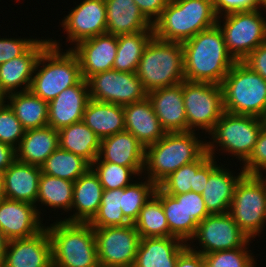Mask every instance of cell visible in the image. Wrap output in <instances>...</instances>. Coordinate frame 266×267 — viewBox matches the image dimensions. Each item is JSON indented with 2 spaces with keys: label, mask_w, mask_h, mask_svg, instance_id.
<instances>
[{
  "label": "cell",
  "mask_w": 266,
  "mask_h": 267,
  "mask_svg": "<svg viewBox=\"0 0 266 267\" xmlns=\"http://www.w3.org/2000/svg\"><path fill=\"white\" fill-rule=\"evenodd\" d=\"M82 121L100 140L125 131L124 109L119 104L90 99L84 110Z\"/></svg>",
  "instance_id": "cell-30"
},
{
  "label": "cell",
  "mask_w": 266,
  "mask_h": 267,
  "mask_svg": "<svg viewBox=\"0 0 266 267\" xmlns=\"http://www.w3.org/2000/svg\"><path fill=\"white\" fill-rule=\"evenodd\" d=\"M67 49L77 55L82 78L87 81L97 73L112 70L117 52V36L104 33Z\"/></svg>",
  "instance_id": "cell-17"
},
{
  "label": "cell",
  "mask_w": 266,
  "mask_h": 267,
  "mask_svg": "<svg viewBox=\"0 0 266 267\" xmlns=\"http://www.w3.org/2000/svg\"><path fill=\"white\" fill-rule=\"evenodd\" d=\"M2 267H52L47 228L29 238L9 240Z\"/></svg>",
  "instance_id": "cell-19"
},
{
  "label": "cell",
  "mask_w": 266,
  "mask_h": 267,
  "mask_svg": "<svg viewBox=\"0 0 266 267\" xmlns=\"http://www.w3.org/2000/svg\"><path fill=\"white\" fill-rule=\"evenodd\" d=\"M39 38H1L0 64L23 55Z\"/></svg>",
  "instance_id": "cell-45"
},
{
  "label": "cell",
  "mask_w": 266,
  "mask_h": 267,
  "mask_svg": "<svg viewBox=\"0 0 266 267\" xmlns=\"http://www.w3.org/2000/svg\"><path fill=\"white\" fill-rule=\"evenodd\" d=\"M49 40L37 60L30 86V91L47 103L82 79L77 55L71 49H61L59 40Z\"/></svg>",
  "instance_id": "cell-4"
},
{
  "label": "cell",
  "mask_w": 266,
  "mask_h": 267,
  "mask_svg": "<svg viewBox=\"0 0 266 267\" xmlns=\"http://www.w3.org/2000/svg\"><path fill=\"white\" fill-rule=\"evenodd\" d=\"M153 37V31L117 36V52L112 69L135 73L143 52Z\"/></svg>",
  "instance_id": "cell-35"
},
{
  "label": "cell",
  "mask_w": 266,
  "mask_h": 267,
  "mask_svg": "<svg viewBox=\"0 0 266 267\" xmlns=\"http://www.w3.org/2000/svg\"><path fill=\"white\" fill-rule=\"evenodd\" d=\"M91 168L83 157L58 147L41 165L43 174L75 182Z\"/></svg>",
  "instance_id": "cell-36"
},
{
  "label": "cell",
  "mask_w": 266,
  "mask_h": 267,
  "mask_svg": "<svg viewBox=\"0 0 266 267\" xmlns=\"http://www.w3.org/2000/svg\"><path fill=\"white\" fill-rule=\"evenodd\" d=\"M59 25L66 32V42L74 46L83 40L106 33L105 0L81 1L71 11H68Z\"/></svg>",
  "instance_id": "cell-15"
},
{
  "label": "cell",
  "mask_w": 266,
  "mask_h": 267,
  "mask_svg": "<svg viewBox=\"0 0 266 267\" xmlns=\"http://www.w3.org/2000/svg\"><path fill=\"white\" fill-rule=\"evenodd\" d=\"M100 267H133L140 236L134 224L93 227Z\"/></svg>",
  "instance_id": "cell-13"
},
{
  "label": "cell",
  "mask_w": 266,
  "mask_h": 267,
  "mask_svg": "<svg viewBox=\"0 0 266 267\" xmlns=\"http://www.w3.org/2000/svg\"><path fill=\"white\" fill-rule=\"evenodd\" d=\"M225 166L222 163L209 175L206 188L201 193L209 214L229 213L235 187L245 175L242 167L238 168L240 172L235 175L233 170Z\"/></svg>",
  "instance_id": "cell-25"
},
{
  "label": "cell",
  "mask_w": 266,
  "mask_h": 267,
  "mask_svg": "<svg viewBox=\"0 0 266 267\" xmlns=\"http://www.w3.org/2000/svg\"><path fill=\"white\" fill-rule=\"evenodd\" d=\"M184 208L198 224L210 215L201 194L193 191L184 193Z\"/></svg>",
  "instance_id": "cell-47"
},
{
  "label": "cell",
  "mask_w": 266,
  "mask_h": 267,
  "mask_svg": "<svg viewBox=\"0 0 266 267\" xmlns=\"http://www.w3.org/2000/svg\"><path fill=\"white\" fill-rule=\"evenodd\" d=\"M249 240L229 213L210 214L197 225L196 232L187 246L204 255L240 248Z\"/></svg>",
  "instance_id": "cell-12"
},
{
  "label": "cell",
  "mask_w": 266,
  "mask_h": 267,
  "mask_svg": "<svg viewBox=\"0 0 266 267\" xmlns=\"http://www.w3.org/2000/svg\"><path fill=\"white\" fill-rule=\"evenodd\" d=\"M43 220L33 204L8 198L0 200V229L9 240L38 234L46 226Z\"/></svg>",
  "instance_id": "cell-16"
},
{
  "label": "cell",
  "mask_w": 266,
  "mask_h": 267,
  "mask_svg": "<svg viewBox=\"0 0 266 267\" xmlns=\"http://www.w3.org/2000/svg\"><path fill=\"white\" fill-rule=\"evenodd\" d=\"M217 158L211 157L196 173L194 181V192L201 194L208 183L209 175L222 163H217Z\"/></svg>",
  "instance_id": "cell-50"
},
{
  "label": "cell",
  "mask_w": 266,
  "mask_h": 267,
  "mask_svg": "<svg viewBox=\"0 0 266 267\" xmlns=\"http://www.w3.org/2000/svg\"><path fill=\"white\" fill-rule=\"evenodd\" d=\"M49 44V38H39L23 55L0 64V87L6 95L30 90L37 60Z\"/></svg>",
  "instance_id": "cell-20"
},
{
  "label": "cell",
  "mask_w": 266,
  "mask_h": 267,
  "mask_svg": "<svg viewBox=\"0 0 266 267\" xmlns=\"http://www.w3.org/2000/svg\"><path fill=\"white\" fill-rule=\"evenodd\" d=\"M265 12L266 8H260L218 17L217 26L222 32L229 53L236 61H243L259 45L266 42V17L263 16Z\"/></svg>",
  "instance_id": "cell-10"
},
{
  "label": "cell",
  "mask_w": 266,
  "mask_h": 267,
  "mask_svg": "<svg viewBox=\"0 0 266 267\" xmlns=\"http://www.w3.org/2000/svg\"><path fill=\"white\" fill-rule=\"evenodd\" d=\"M217 17L266 8V0H212Z\"/></svg>",
  "instance_id": "cell-46"
},
{
  "label": "cell",
  "mask_w": 266,
  "mask_h": 267,
  "mask_svg": "<svg viewBox=\"0 0 266 267\" xmlns=\"http://www.w3.org/2000/svg\"><path fill=\"white\" fill-rule=\"evenodd\" d=\"M210 158L211 156L205 152L197 161L184 165L171 173L158 186L170 195H180L190 191L194 192L195 175Z\"/></svg>",
  "instance_id": "cell-41"
},
{
  "label": "cell",
  "mask_w": 266,
  "mask_h": 267,
  "mask_svg": "<svg viewBox=\"0 0 266 267\" xmlns=\"http://www.w3.org/2000/svg\"><path fill=\"white\" fill-rule=\"evenodd\" d=\"M59 132V147L79 155L92 164L100 151V139L83 122L71 124Z\"/></svg>",
  "instance_id": "cell-33"
},
{
  "label": "cell",
  "mask_w": 266,
  "mask_h": 267,
  "mask_svg": "<svg viewBox=\"0 0 266 267\" xmlns=\"http://www.w3.org/2000/svg\"><path fill=\"white\" fill-rule=\"evenodd\" d=\"M89 100L88 82L82 78L48 103V126L59 131L82 121Z\"/></svg>",
  "instance_id": "cell-18"
},
{
  "label": "cell",
  "mask_w": 266,
  "mask_h": 267,
  "mask_svg": "<svg viewBox=\"0 0 266 267\" xmlns=\"http://www.w3.org/2000/svg\"><path fill=\"white\" fill-rule=\"evenodd\" d=\"M122 201V188L104 190L101 204L97 214L89 222L92 227H115L131 224L120 208Z\"/></svg>",
  "instance_id": "cell-40"
},
{
  "label": "cell",
  "mask_w": 266,
  "mask_h": 267,
  "mask_svg": "<svg viewBox=\"0 0 266 267\" xmlns=\"http://www.w3.org/2000/svg\"><path fill=\"white\" fill-rule=\"evenodd\" d=\"M25 131L9 105L0 106V141L16 149Z\"/></svg>",
  "instance_id": "cell-43"
},
{
  "label": "cell",
  "mask_w": 266,
  "mask_h": 267,
  "mask_svg": "<svg viewBox=\"0 0 266 267\" xmlns=\"http://www.w3.org/2000/svg\"><path fill=\"white\" fill-rule=\"evenodd\" d=\"M251 239L240 248L204 254L205 267H256V260L249 245Z\"/></svg>",
  "instance_id": "cell-42"
},
{
  "label": "cell",
  "mask_w": 266,
  "mask_h": 267,
  "mask_svg": "<svg viewBox=\"0 0 266 267\" xmlns=\"http://www.w3.org/2000/svg\"><path fill=\"white\" fill-rule=\"evenodd\" d=\"M199 138L198 132H166L158 142L146 146L145 177L158 186L180 167L197 161L206 152V140Z\"/></svg>",
  "instance_id": "cell-2"
},
{
  "label": "cell",
  "mask_w": 266,
  "mask_h": 267,
  "mask_svg": "<svg viewBox=\"0 0 266 267\" xmlns=\"http://www.w3.org/2000/svg\"><path fill=\"white\" fill-rule=\"evenodd\" d=\"M137 179H139V181L134 180L133 183L126 186L125 188H122V201L120 208L122 209L125 218L131 224H134V222L138 218L140 210L149 200V198L154 194L157 187L144 175H141V177ZM140 179L142 180L140 181Z\"/></svg>",
  "instance_id": "cell-38"
},
{
  "label": "cell",
  "mask_w": 266,
  "mask_h": 267,
  "mask_svg": "<svg viewBox=\"0 0 266 267\" xmlns=\"http://www.w3.org/2000/svg\"><path fill=\"white\" fill-rule=\"evenodd\" d=\"M103 192L98 176L90 168L74 182L71 207L73 215L71 213L62 220L89 223L99 210Z\"/></svg>",
  "instance_id": "cell-22"
},
{
  "label": "cell",
  "mask_w": 266,
  "mask_h": 267,
  "mask_svg": "<svg viewBox=\"0 0 266 267\" xmlns=\"http://www.w3.org/2000/svg\"><path fill=\"white\" fill-rule=\"evenodd\" d=\"M59 147V132L50 126L26 130L15 149L16 160L40 166Z\"/></svg>",
  "instance_id": "cell-29"
},
{
  "label": "cell",
  "mask_w": 266,
  "mask_h": 267,
  "mask_svg": "<svg viewBox=\"0 0 266 267\" xmlns=\"http://www.w3.org/2000/svg\"><path fill=\"white\" fill-rule=\"evenodd\" d=\"M106 33L115 36L153 31V24L143 15L134 0H105Z\"/></svg>",
  "instance_id": "cell-28"
},
{
  "label": "cell",
  "mask_w": 266,
  "mask_h": 267,
  "mask_svg": "<svg viewBox=\"0 0 266 267\" xmlns=\"http://www.w3.org/2000/svg\"><path fill=\"white\" fill-rule=\"evenodd\" d=\"M6 102L25 130L48 126V103L30 90L8 94Z\"/></svg>",
  "instance_id": "cell-32"
},
{
  "label": "cell",
  "mask_w": 266,
  "mask_h": 267,
  "mask_svg": "<svg viewBox=\"0 0 266 267\" xmlns=\"http://www.w3.org/2000/svg\"><path fill=\"white\" fill-rule=\"evenodd\" d=\"M212 0H170L153 23L157 39L183 43L217 25Z\"/></svg>",
  "instance_id": "cell-3"
},
{
  "label": "cell",
  "mask_w": 266,
  "mask_h": 267,
  "mask_svg": "<svg viewBox=\"0 0 266 267\" xmlns=\"http://www.w3.org/2000/svg\"><path fill=\"white\" fill-rule=\"evenodd\" d=\"M154 195L162 203L170 237H177L188 243L194 236L198 223L187 214L184 208V194L170 195L157 186Z\"/></svg>",
  "instance_id": "cell-31"
},
{
  "label": "cell",
  "mask_w": 266,
  "mask_h": 267,
  "mask_svg": "<svg viewBox=\"0 0 266 267\" xmlns=\"http://www.w3.org/2000/svg\"><path fill=\"white\" fill-rule=\"evenodd\" d=\"M186 247L177 237L140 238L133 267H175Z\"/></svg>",
  "instance_id": "cell-27"
},
{
  "label": "cell",
  "mask_w": 266,
  "mask_h": 267,
  "mask_svg": "<svg viewBox=\"0 0 266 267\" xmlns=\"http://www.w3.org/2000/svg\"><path fill=\"white\" fill-rule=\"evenodd\" d=\"M170 0H134L143 15L153 24Z\"/></svg>",
  "instance_id": "cell-49"
},
{
  "label": "cell",
  "mask_w": 266,
  "mask_h": 267,
  "mask_svg": "<svg viewBox=\"0 0 266 267\" xmlns=\"http://www.w3.org/2000/svg\"><path fill=\"white\" fill-rule=\"evenodd\" d=\"M182 93L187 131L208 135L225 112L221 85L184 80Z\"/></svg>",
  "instance_id": "cell-11"
},
{
  "label": "cell",
  "mask_w": 266,
  "mask_h": 267,
  "mask_svg": "<svg viewBox=\"0 0 266 267\" xmlns=\"http://www.w3.org/2000/svg\"><path fill=\"white\" fill-rule=\"evenodd\" d=\"M242 165L246 175L266 174V127H262L249 158Z\"/></svg>",
  "instance_id": "cell-44"
},
{
  "label": "cell",
  "mask_w": 266,
  "mask_h": 267,
  "mask_svg": "<svg viewBox=\"0 0 266 267\" xmlns=\"http://www.w3.org/2000/svg\"><path fill=\"white\" fill-rule=\"evenodd\" d=\"M91 169L98 176L104 190L125 188L134 182L133 178L143 175L144 170V168H130L104 161H94Z\"/></svg>",
  "instance_id": "cell-39"
},
{
  "label": "cell",
  "mask_w": 266,
  "mask_h": 267,
  "mask_svg": "<svg viewBox=\"0 0 266 267\" xmlns=\"http://www.w3.org/2000/svg\"><path fill=\"white\" fill-rule=\"evenodd\" d=\"M8 243H9V239L5 236L3 231L0 229V267L3 266Z\"/></svg>",
  "instance_id": "cell-53"
},
{
  "label": "cell",
  "mask_w": 266,
  "mask_h": 267,
  "mask_svg": "<svg viewBox=\"0 0 266 267\" xmlns=\"http://www.w3.org/2000/svg\"><path fill=\"white\" fill-rule=\"evenodd\" d=\"M266 175H244L237 183L229 214L253 240L266 226Z\"/></svg>",
  "instance_id": "cell-9"
},
{
  "label": "cell",
  "mask_w": 266,
  "mask_h": 267,
  "mask_svg": "<svg viewBox=\"0 0 266 267\" xmlns=\"http://www.w3.org/2000/svg\"><path fill=\"white\" fill-rule=\"evenodd\" d=\"M15 160V149L0 141V173H3Z\"/></svg>",
  "instance_id": "cell-52"
},
{
  "label": "cell",
  "mask_w": 266,
  "mask_h": 267,
  "mask_svg": "<svg viewBox=\"0 0 266 267\" xmlns=\"http://www.w3.org/2000/svg\"><path fill=\"white\" fill-rule=\"evenodd\" d=\"M5 198V191H4V177L3 174L0 173V200Z\"/></svg>",
  "instance_id": "cell-54"
},
{
  "label": "cell",
  "mask_w": 266,
  "mask_h": 267,
  "mask_svg": "<svg viewBox=\"0 0 266 267\" xmlns=\"http://www.w3.org/2000/svg\"><path fill=\"white\" fill-rule=\"evenodd\" d=\"M90 99L126 105L144 100L147 92L136 73L109 70L97 73L88 80Z\"/></svg>",
  "instance_id": "cell-14"
},
{
  "label": "cell",
  "mask_w": 266,
  "mask_h": 267,
  "mask_svg": "<svg viewBox=\"0 0 266 267\" xmlns=\"http://www.w3.org/2000/svg\"><path fill=\"white\" fill-rule=\"evenodd\" d=\"M175 267H205L204 257L187 246L179 254Z\"/></svg>",
  "instance_id": "cell-51"
},
{
  "label": "cell",
  "mask_w": 266,
  "mask_h": 267,
  "mask_svg": "<svg viewBox=\"0 0 266 267\" xmlns=\"http://www.w3.org/2000/svg\"><path fill=\"white\" fill-rule=\"evenodd\" d=\"M135 73L147 93L180 84L185 80L182 43L153 37L146 46Z\"/></svg>",
  "instance_id": "cell-6"
},
{
  "label": "cell",
  "mask_w": 266,
  "mask_h": 267,
  "mask_svg": "<svg viewBox=\"0 0 266 267\" xmlns=\"http://www.w3.org/2000/svg\"><path fill=\"white\" fill-rule=\"evenodd\" d=\"M184 78L221 85L236 60L229 53L220 28L215 25L182 43Z\"/></svg>",
  "instance_id": "cell-1"
},
{
  "label": "cell",
  "mask_w": 266,
  "mask_h": 267,
  "mask_svg": "<svg viewBox=\"0 0 266 267\" xmlns=\"http://www.w3.org/2000/svg\"><path fill=\"white\" fill-rule=\"evenodd\" d=\"M74 182L47 174H41L39 180L38 197L36 201L37 211L43 216L40 206L55 210H63V213H69L72 207ZM41 204V205H40ZM46 206V207H45Z\"/></svg>",
  "instance_id": "cell-34"
},
{
  "label": "cell",
  "mask_w": 266,
  "mask_h": 267,
  "mask_svg": "<svg viewBox=\"0 0 266 267\" xmlns=\"http://www.w3.org/2000/svg\"><path fill=\"white\" fill-rule=\"evenodd\" d=\"M95 161L144 168L145 147L130 132L123 131L101 139L100 151Z\"/></svg>",
  "instance_id": "cell-24"
},
{
  "label": "cell",
  "mask_w": 266,
  "mask_h": 267,
  "mask_svg": "<svg viewBox=\"0 0 266 267\" xmlns=\"http://www.w3.org/2000/svg\"><path fill=\"white\" fill-rule=\"evenodd\" d=\"M154 112L166 132H186L187 119L183 101L182 82L147 93Z\"/></svg>",
  "instance_id": "cell-21"
},
{
  "label": "cell",
  "mask_w": 266,
  "mask_h": 267,
  "mask_svg": "<svg viewBox=\"0 0 266 267\" xmlns=\"http://www.w3.org/2000/svg\"><path fill=\"white\" fill-rule=\"evenodd\" d=\"M7 95L0 87V106L6 104Z\"/></svg>",
  "instance_id": "cell-55"
},
{
  "label": "cell",
  "mask_w": 266,
  "mask_h": 267,
  "mask_svg": "<svg viewBox=\"0 0 266 267\" xmlns=\"http://www.w3.org/2000/svg\"><path fill=\"white\" fill-rule=\"evenodd\" d=\"M51 242L52 267H100L93 227L57 219L45 226Z\"/></svg>",
  "instance_id": "cell-5"
},
{
  "label": "cell",
  "mask_w": 266,
  "mask_h": 267,
  "mask_svg": "<svg viewBox=\"0 0 266 267\" xmlns=\"http://www.w3.org/2000/svg\"><path fill=\"white\" fill-rule=\"evenodd\" d=\"M263 126L262 118L224 112L206 137L211 140H206V152L216 158L215 152L219 150L222 151L219 153L229 154L238 162L244 163L249 158Z\"/></svg>",
  "instance_id": "cell-8"
},
{
  "label": "cell",
  "mask_w": 266,
  "mask_h": 267,
  "mask_svg": "<svg viewBox=\"0 0 266 267\" xmlns=\"http://www.w3.org/2000/svg\"><path fill=\"white\" fill-rule=\"evenodd\" d=\"M224 111L263 118L266 80L242 61H236L221 83Z\"/></svg>",
  "instance_id": "cell-7"
},
{
  "label": "cell",
  "mask_w": 266,
  "mask_h": 267,
  "mask_svg": "<svg viewBox=\"0 0 266 267\" xmlns=\"http://www.w3.org/2000/svg\"><path fill=\"white\" fill-rule=\"evenodd\" d=\"M5 198L36 206L41 167L15 160L3 173Z\"/></svg>",
  "instance_id": "cell-26"
},
{
  "label": "cell",
  "mask_w": 266,
  "mask_h": 267,
  "mask_svg": "<svg viewBox=\"0 0 266 267\" xmlns=\"http://www.w3.org/2000/svg\"><path fill=\"white\" fill-rule=\"evenodd\" d=\"M123 109L125 131L130 132L144 147L158 142L166 134L148 97L126 104Z\"/></svg>",
  "instance_id": "cell-23"
},
{
  "label": "cell",
  "mask_w": 266,
  "mask_h": 267,
  "mask_svg": "<svg viewBox=\"0 0 266 267\" xmlns=\"http://www.w3.org/2000/svg\"><path fill=\"white\" fill-rule=\"evenodd\" d=\"M242 62L266 80V42L259 45Z\"/></svg>",
  "instance_id": "cell-48"
},
{
  "label": "cell",
  "mask_w": 266,
  "mask_h": 267,
  "mask_svg": "<svg viewBox=\"0 0 266 267\" xmlns=\"http://www.w3.org/2000/svg\"><path fill=\"white\" fill-rule=\"evenodd\" d=\"M134 226L140 238L170 237L162 203L154 194L140 210Z\"/></svg>",
  "instance_id": "cell-37"
}]
</instances>
